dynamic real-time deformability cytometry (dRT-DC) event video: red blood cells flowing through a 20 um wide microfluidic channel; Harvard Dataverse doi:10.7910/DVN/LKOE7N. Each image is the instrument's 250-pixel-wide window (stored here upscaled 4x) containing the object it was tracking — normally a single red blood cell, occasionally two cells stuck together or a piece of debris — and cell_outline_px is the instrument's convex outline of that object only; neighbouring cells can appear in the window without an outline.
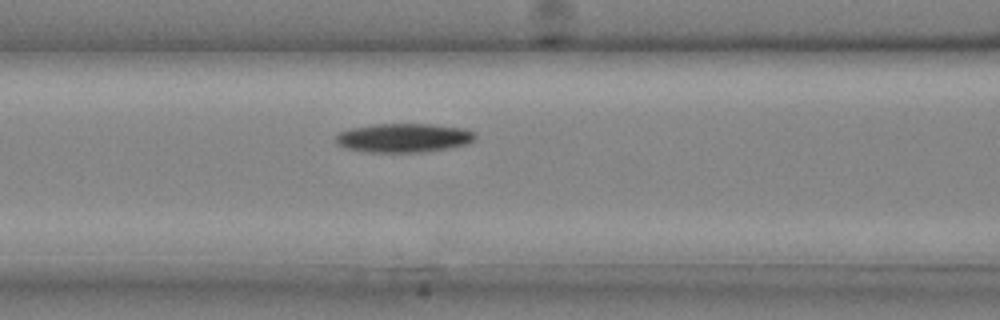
{"species": "common noctule bat (a hibernating species)", "species_latin": "Nyctalus noctula", "temperature_condition": "cold", "stored_images_in_passage": 22, "camera_frame_rate_fps": 3000, "um_per_image_px": 0.085, "animal": {"sex": "male", "body_mass_g": 20.4}, "frame": {"image": 1, "passage_image": 6, "time_ms": 1.667, "image_size_px": [1000, 320], "cell_outline_px": [[476, 140], [468, 144], [452, 148], [424, 152], [368, 152], [344, 148], [336, 144], [336, 136], [340, 132], [348, 128], [376, 124], [432, 124], [464, 128], [472, 132], [476, 136]], "centroid_in_image_um": [34.33, 11.72], "position_along_channel_um": 132.3, "area_um2": 23.81}}
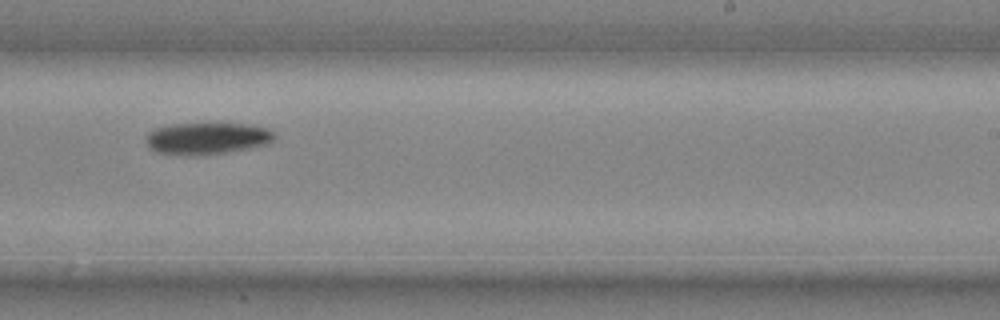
{"frame": {"image": 2, "passage_image": 13, "time_ms": 4.0, "image_size_px": [1000, 320], "cell_outline_px": [[276, 136], [268, 144], [228, 152], [196, 156], [184, 156], [156, 152], [148, 144], [148, 132], [152, 128], [176, 124], [248, 124], [268, 128]], "centroid_in_image_um": [17.61, 11.77], "position_along_channel_um": 271.4, "area_um2": 23.76}}
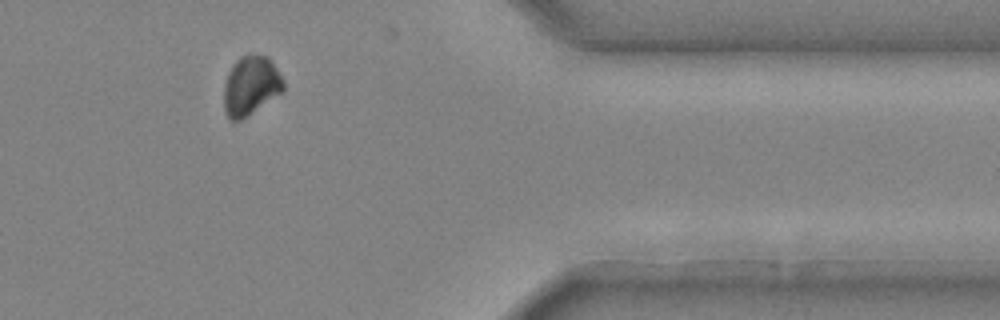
{"frame": {"image": 3, "passage_image": 20, "time_ms": 6.333, "image_size_px": [1000, 320], "cell_outline_px": [[284, 92], [240, 120], [228, 120], [224, 112], [224, 84], [228, 72], [232, 64], [240, 56], [248, 52], [252, 52], [268, 56], [276, 68], [284, 84]], "centroid_in_image_um": [21.3, 7.25], "position_along_channel_um": 390.1, "area_um2": 20.92}}